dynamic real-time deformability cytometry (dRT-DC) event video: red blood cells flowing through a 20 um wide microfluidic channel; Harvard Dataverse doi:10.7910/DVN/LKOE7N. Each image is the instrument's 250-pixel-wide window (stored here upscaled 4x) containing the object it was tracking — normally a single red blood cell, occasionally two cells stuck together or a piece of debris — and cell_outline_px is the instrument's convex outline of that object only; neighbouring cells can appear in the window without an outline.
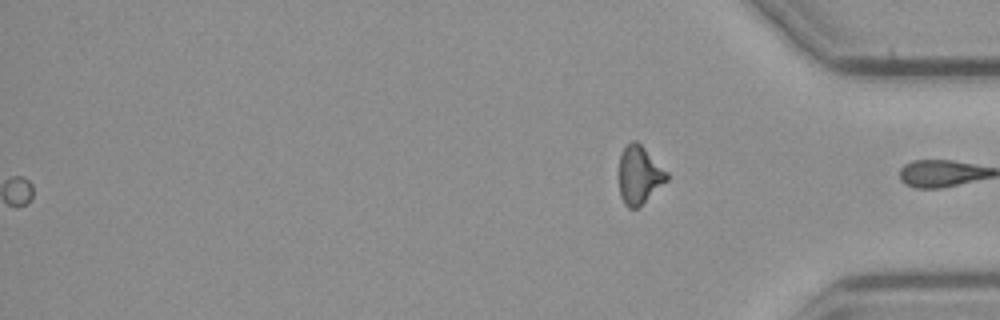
{"species": "common noctule bat (a hibernating species)", "species_latin": "Nyctalus noctula", "temperature_condition": "cold", "stored_images_in_passage": 51, "camera_frame_rate_fps": 3000, "um_per_image_px": 0.085, "animal": {"sex": "male", "body_mass_g": 23.1, "forearm_length_mm": 52.7}, "frame": {"image": 1, "passage_image": 51, "time_ms": 16.667, "image_size_px": [1000, 320], "cell_outline_px": [[668, 180], [636, 208], [628, 208], [624, 204], [620, 196], [620, 156], [624, 148], [632, 140], [636, 140], [668, 172]], "centroid_in_image_um": [54.34, 14.87], "position_along_channel_um": 380.9, "area_um2": 15.78}}